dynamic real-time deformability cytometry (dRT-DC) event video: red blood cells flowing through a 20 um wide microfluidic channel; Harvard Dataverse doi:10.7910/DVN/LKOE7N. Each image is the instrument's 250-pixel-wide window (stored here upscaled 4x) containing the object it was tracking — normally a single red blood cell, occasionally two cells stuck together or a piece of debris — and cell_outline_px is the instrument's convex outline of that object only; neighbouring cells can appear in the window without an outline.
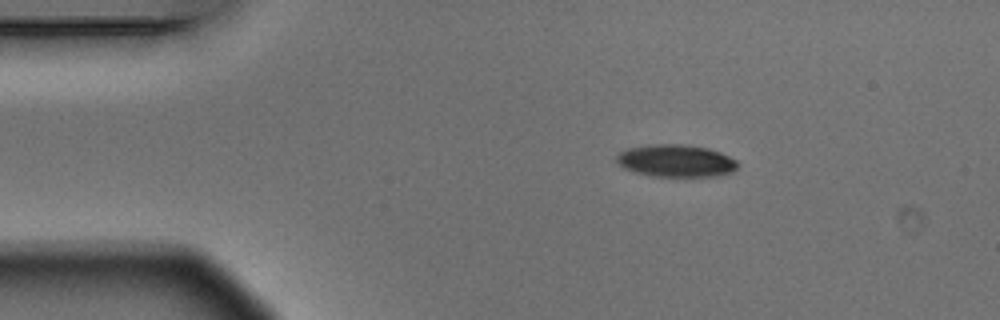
{"species": "Egyptian fruit bat (a non-hibernating species)", "species_latin": "Rousettus aegyptiacus", "temperature_condition": "warm", "stored_images_in_passage": 3, "camera_frame_rate_fps": 3000, "um_per_image_px": 0.085, "animal": {"sex": "male"}, "frame": {"image": 1, "passage_image": 1, "time_ms": 0.0, "image_size_px": [1000, 320], "cell_outline_px": [[740, 164], [732, 172], [716, 176], [652, 176], [636, 172], [624, 168], [616, 160], [616, 156], [620, 152], [628, 148], [648, 144], [688, 144], [708, 148], [720, 152], [736, 160]], "centroid_in_image_um": [57.47, 13.65], "position_along_channel_um": 27.5, "area_um2": 22.89}}
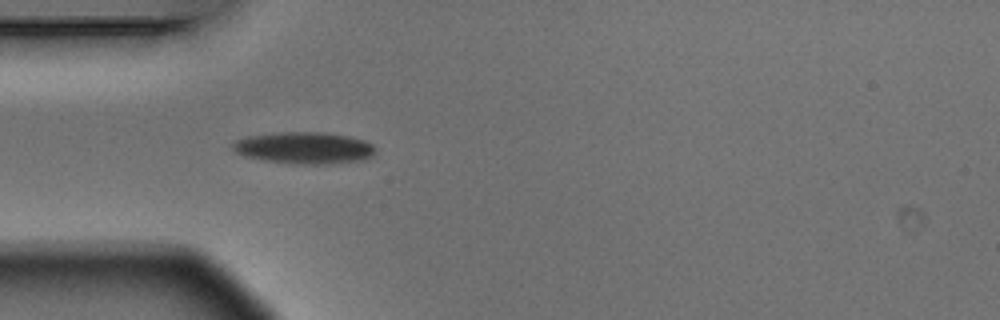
{"frame": {"image": 2, "passage_image": 3, "time_ms": 0.667, "image_size_px": [1000, 320], "cell_outline_px": [[376, 152], [372, 156], [360, 160], [328, 164], [312, 164], [264, 160], [248, 156], [236, 152], [232, 148], [232, 144], [236, 140], [248, 136], [280, 132], [324, 132], [348, 136], [364, 140], [372, 144], [376, 148]], "centroid_in_image_um": [25.9, 12.55], "position_along_channel_um": 59.1, "area_um2": 26.07}}